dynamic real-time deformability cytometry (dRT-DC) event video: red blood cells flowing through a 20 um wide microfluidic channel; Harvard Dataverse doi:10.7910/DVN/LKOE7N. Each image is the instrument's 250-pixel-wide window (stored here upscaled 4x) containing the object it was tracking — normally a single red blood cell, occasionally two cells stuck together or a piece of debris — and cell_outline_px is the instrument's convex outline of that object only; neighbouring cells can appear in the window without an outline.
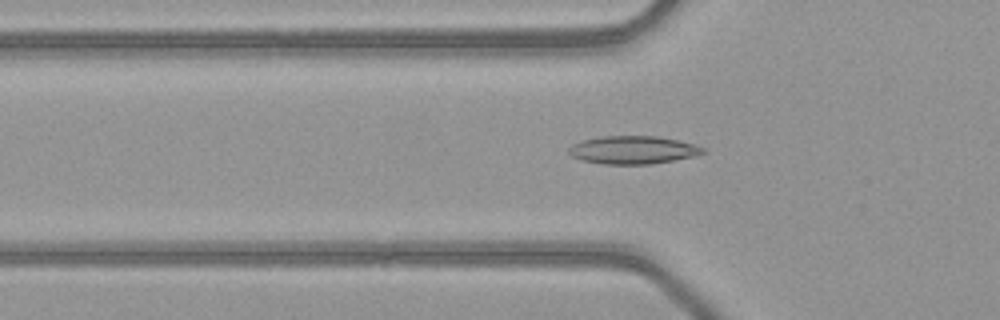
{"species": "common noctule bat (a hibernating species)", "species_latin": "Nyctalus noctula", "temperature_condition": "warm", "stored_images_in_passage": 48, "camera_frame_rate_fps": 3000, "um_per_image_px": 0.085, "animal": {"sex": "female", "body_mass_g": 21.9}, "frame": {"image": 1, "passage_image": 16, "time_ms": 5.0, "image_size_px": [1000, 320], "cell_outline_px": [[708, 152], [696, 156], [652, 164], [604, 164], [580, 160], [572, 156], [568, 152], [568, 148], [572, 144], [584, 140], [600, 136], [656, 136], [676, 140], [692, 144], [704, 148]], "centroid_in_image_um": [53.8, 12.75], "position_along_channel_um": 72.0, "area_um2": 21.91}}
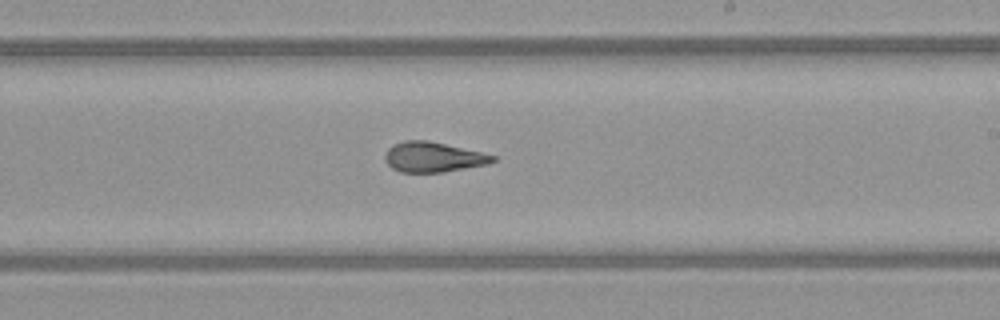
{"frame": {"image": 2, "passage_image": 29, "time_ms": 9.333, "image_size_px": [1000, 320], "cell_outline_px": [[496, 160], [488, 164], [444, 172], [400, 172], [392, 168], [384, 160], [384, 156], [388, 148], [392, 144], [404, 140], [428, 140], [480, 152], [496, 156]], "centroid_in_image_um": [36.78, 13.35], "position_along_channel_um": 252.2, "area_um2": 18.9}}
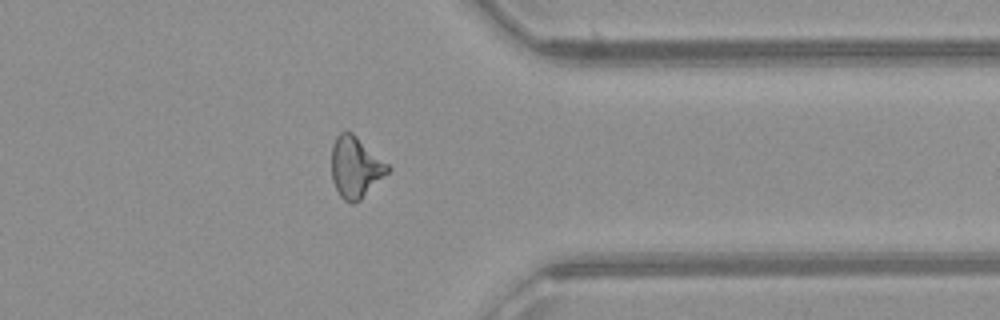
{"frame": {"image": 3, "passage_image": 39, "time_ms": 12.667, "image_size_px": [1000, 320], "cell_outline_px": [[392, 168], [360, 200], [352, 204], [344, 200], [340, 196], [332, 180], [332, 144], [336, 136], [340, 132], [352, 132], [388, 164]], "centroid_in_image_um": [30.2, 14.21], "position_along_channel_um": 381.2, "area_um2": 19.83}, "authors_computed_cell_mechanics": {"area_um2": 19.8254, "velocity_mm_per_s": 4.1238, "shape_relaxation_time_tau1_ms": null, "shape_relaxation_time_tau2_ms": 2.2782, "deformation_change_tau1": null, "deformation_change_tau2": 0.1039}}